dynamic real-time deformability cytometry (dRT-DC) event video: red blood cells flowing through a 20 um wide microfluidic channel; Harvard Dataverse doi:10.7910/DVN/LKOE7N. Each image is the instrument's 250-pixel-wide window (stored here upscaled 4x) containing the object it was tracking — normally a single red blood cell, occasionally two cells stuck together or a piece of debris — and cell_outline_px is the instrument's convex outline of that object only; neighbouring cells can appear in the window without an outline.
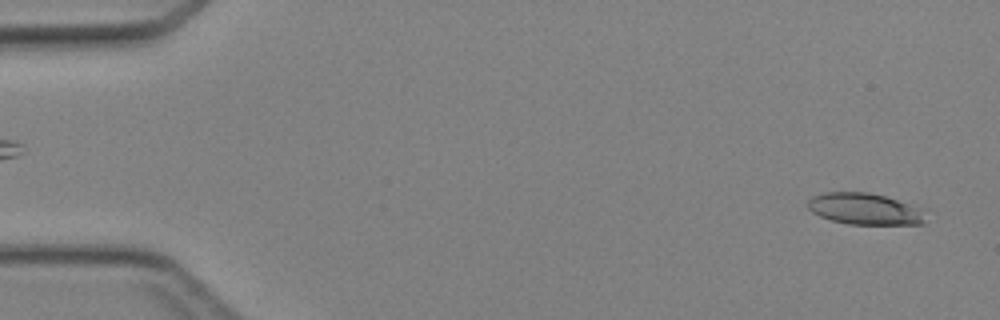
{"species": "Egyptian fruit bat (a non-hibernating species)", "species_latin": "Rousettus aegyptiacus", "temperature_condition": "cold", "stored_images_in_passage": 44, "camera_frame_rate_fps": 3000, "um_per_image_px": 0.085, "animal": {"sex": "female"}, "frame": {"image": 1, "passage_image": 1, "time_ms": 0.0, "image_size_px": [1000, 320], "cell_outline_px": [[928, 208], [924, 224], [848, 224], [832, 220], [820, 216], [812, 212], [808, 208], [808, 200], [812, 196], [824, 192], [868, 192], [884, 196]], "centroid_in_image_um": [73.59, 17.75], "position_along_channel_um": 11.4, "area_um2": 22.02}}
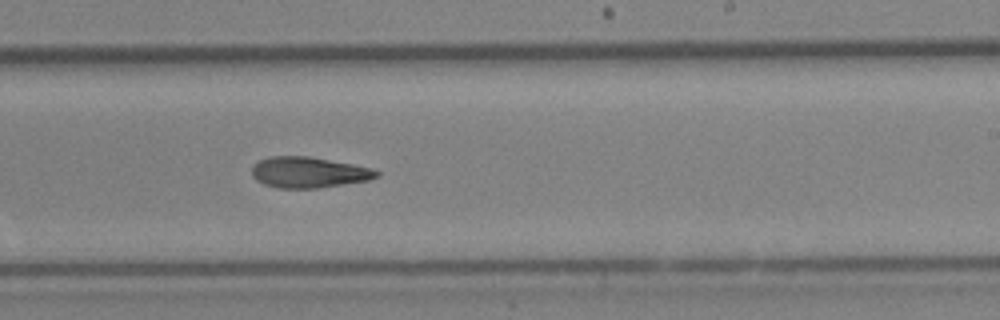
{"frame": {"image": 2, "passage_image": 27, "time_ms": 8.667, "image_size_px": [1000, 320], "cell_outline_px": [[380, 176], [368, 180], [320, 188], [276, 188], [264, 184], [256, 180], [252, 176], [252, 164], [268, 156], [308, 156], [352, 164], [372, 168], [380, 172]], "centroid_in_image_um": [26.22, 14.65], "position_along_channel_um": 262.8, "area_um2": 22.54}}
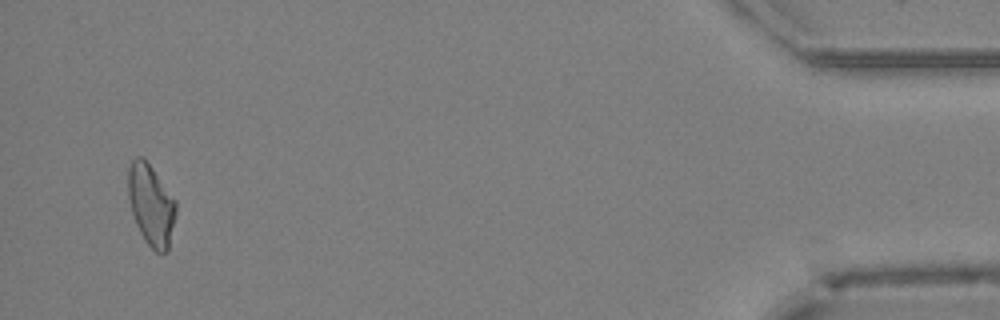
{"frame": {"image": 3, "passage_image": 43, "time_ms": 14.0, "image_size_px": [1000, 320], "cell_outline_px": [[176, 212], [168, 252], [156, 252], [144, 240], [136, 224], [132, 212], [128, 196], [128, 168], [132, 160], [136, 156], [144, 156], [176, 200]], "centroid_in_image_um": [12.84, 17.39], "position_along_channel_um": 422.4, "area_um2": 22.72}}